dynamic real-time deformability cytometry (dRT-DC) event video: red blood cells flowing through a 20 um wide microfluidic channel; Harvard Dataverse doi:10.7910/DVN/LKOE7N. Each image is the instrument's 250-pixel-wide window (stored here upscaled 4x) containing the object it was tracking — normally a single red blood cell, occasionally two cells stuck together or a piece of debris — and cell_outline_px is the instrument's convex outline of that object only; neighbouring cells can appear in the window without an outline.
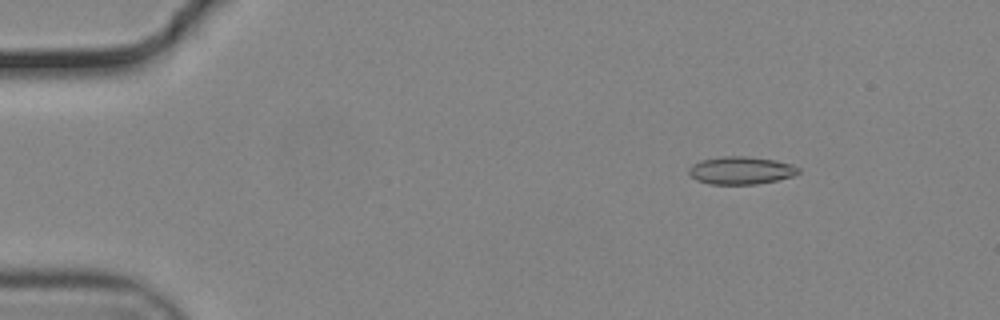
{"species": "common noctule bat (a hibernating species)", "species_latin": "Nyctalus noctula", "temperature_condition": "cold", "stored_images_in_passage": 14, "camera_frame_rate_fps": 3000, "um_per_image_px": 0.085, "animal": {"sex": "male", "body_mass_g": 19.2, "forearm_length_mm": 51.8}, "frame": {"image": 1, "passage_image": 5, "time_ms": 1.333, "image_size_px": [1000, 320], "cell_outline_px": [[800, 172], [792, 176], [776, 180], [756, 184], [712, 184], [696, 180], [688, 172], [688, 168], [692, 164], [700, 160], [724, 156], [748, 156], [772, 160], [792, 164], [800, 168]], "centroid_in_image_um": [62.96, 14.48], "position_along_channel_um": 22.0, "area_um2": 17.63}}
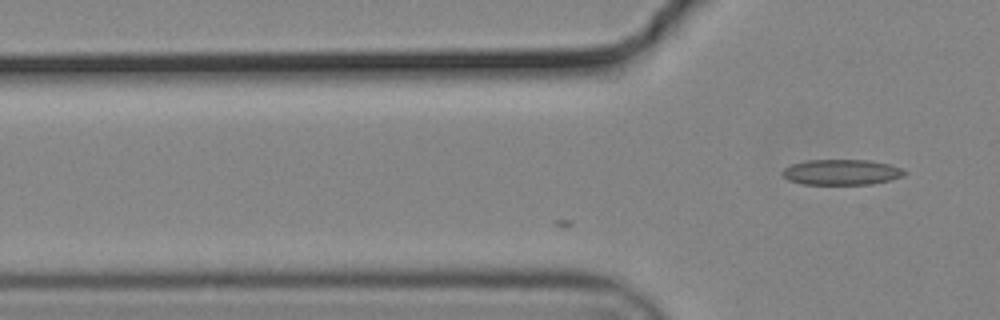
{"frame": {"image": 2, "passage_image": 14, "time_ms": 4.333, "image_size_px": [1000, 320], "cell_outline_px": [[904, 172], [900, 176], [888, 180], [872, 184], [804, 184], [788, 180], [780, 172], [784, 168], [792, 164], [808, 160], [868, 160], [888, 164], [900, 168]], "centroid_in_image_um": [71.45, 14.63], "position_along_channel_um": 54.4, "area_um2": 17.8}}